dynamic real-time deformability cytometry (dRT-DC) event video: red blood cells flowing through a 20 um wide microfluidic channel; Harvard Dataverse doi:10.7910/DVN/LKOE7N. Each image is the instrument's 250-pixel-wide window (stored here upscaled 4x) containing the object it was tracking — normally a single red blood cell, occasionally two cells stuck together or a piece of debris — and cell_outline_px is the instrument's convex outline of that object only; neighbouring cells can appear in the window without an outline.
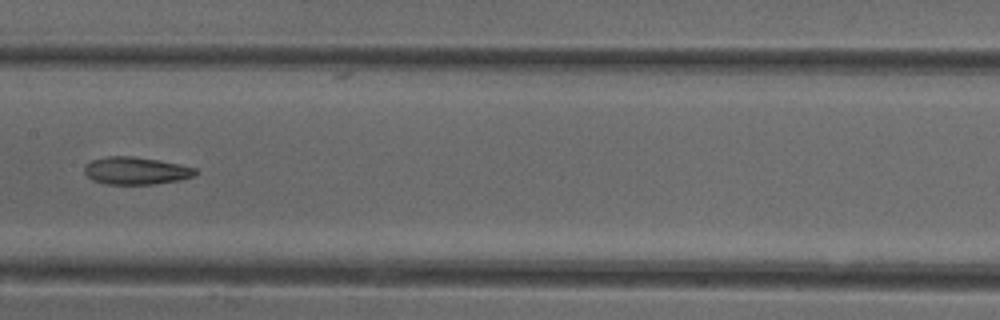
{"species": "common noctule bat (a hibernating species)", "species_latin": "Nyctalus noctula", "temperature_condition": "cold", "stored_images_in_passage": 8, "camera_frame_rate_fps": 3000, "um_per_image_px": 0.085, "animal": {"sex": "female"}, "frame": {"image": 1, "passage_image": 7, "time_ms": 8.0, "image_size_px": [1000, 320], "cell_outline_px": [[196, 176], [180, 180], [152, 184], [104, 184], [92, 180], [84, 172], [84, 164], [92, 160], [108, 156], [132, 156], [160, 160], [196, 168]], "centroid_in_image_um": [11.54, 14.51], "position_along_channel_um": 195.9, "area_um2": 17.86}}
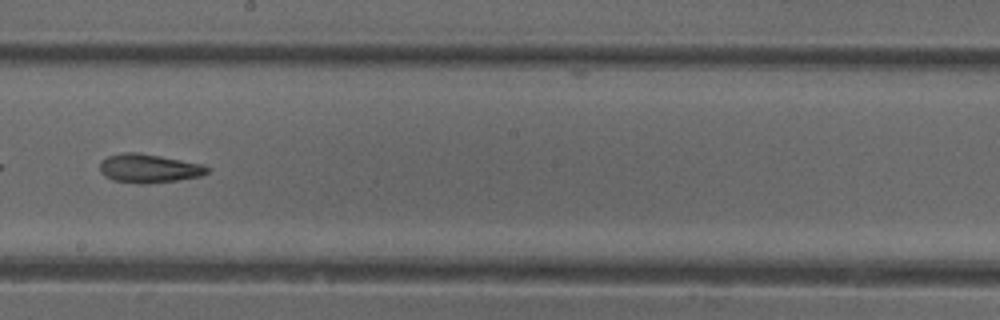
{"frame": {"image": 2, "passage_image": 8, "time_ms": 9.0, "image_size_px": [1000, 320], "cell_outline_px": [[208, 172], [200, 176], [176, 180], [140, 184], [112, 180], [104, 176], [100, 172], [100, 160], [108, 156], [124, 152], [136, 152], [160, 156], [204, 164], [208, 168]], "centroid_in_image_um": [12.61, 14.31], "position_along_channel_um": 235.6, "area_um2": 17.92}}